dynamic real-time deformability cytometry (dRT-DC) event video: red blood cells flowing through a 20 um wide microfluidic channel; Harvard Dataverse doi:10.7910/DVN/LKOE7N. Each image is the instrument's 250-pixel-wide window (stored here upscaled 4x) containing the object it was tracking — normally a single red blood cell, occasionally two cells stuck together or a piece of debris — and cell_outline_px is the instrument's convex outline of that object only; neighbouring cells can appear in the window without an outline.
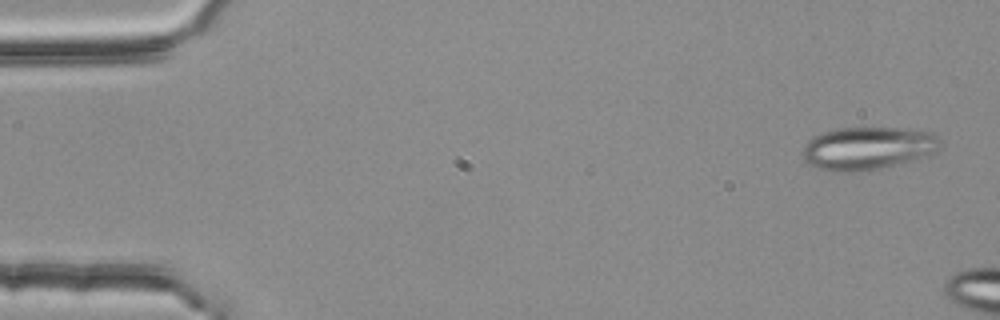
{"species": "common noctule bat (a hibernating species)", "species_latin": "Nyctalus noctula", "temperature_condition": "room temperature", "stored_images_in_passage": 5, "camera_frame_rate_fps": 3000, "um_per_image_px": 0.085, "animal": {"sex": "female", "body_mass_g": 25.1}, "frame": {"image": 1, "passage_image": 1, "time_ms": 0.0, "image_size_px": [1000, 320], "cell_outline_px": [[940, 148], [936, 152], [928, 156], [880, 168], [856, 172], [832, 172], [816, 168], [808, 164], [804, 160], [804, 148], [808, 140], [820, 132], [836, 128], [892, 128], [928, 132], [936, 136], [940, 140]], "centroid_in_image_um": [73.72, 12.61], "position_along_channel_um": 11.3, "area_um2": 34.33}}